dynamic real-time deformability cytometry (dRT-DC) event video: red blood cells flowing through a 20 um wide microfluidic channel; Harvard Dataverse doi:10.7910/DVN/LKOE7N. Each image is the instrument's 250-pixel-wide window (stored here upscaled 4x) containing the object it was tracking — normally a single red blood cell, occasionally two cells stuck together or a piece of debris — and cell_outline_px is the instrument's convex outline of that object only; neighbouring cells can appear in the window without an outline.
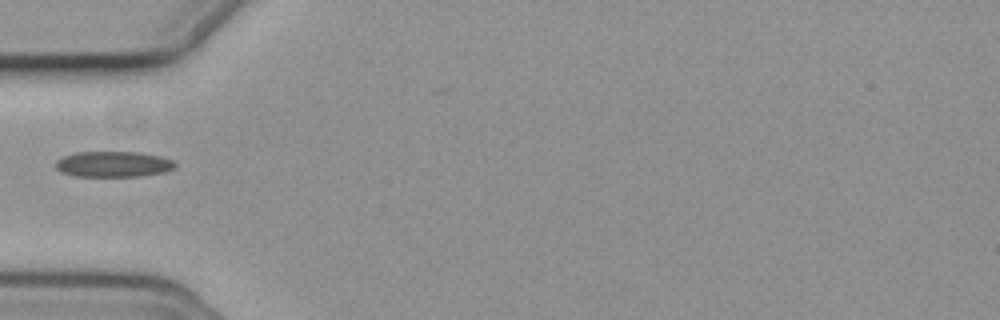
{"species": "common noctule bat (a hibernating species)", "species_latin": "Nyctalus noctula", "temperature_condition": "cold", "stored_images_in_passage": 31, "camera_frame_rate_fps": 3000, "um_per_image_px": 0.085, "animal": {"sex": "female", "body_mass_g": 19.3, "forearm_length_mm": 54.1}, "frame": {"image": 1, "passage_image": 1, "time_ms": 0.0, "image_size_px": [1000, 320], "cell_outline_px": [[176, 168], [164, 172], [140, 176], [76, 176], [60, 172], [56, 168], [56, 160], [64, 156], [76, 152], [140, 152], [160, 156], [176, 160]], "centroid_in_image_um": [9.67, 13.95], "position_along_channel_um": 75.3, "area_um2": 18.03}}
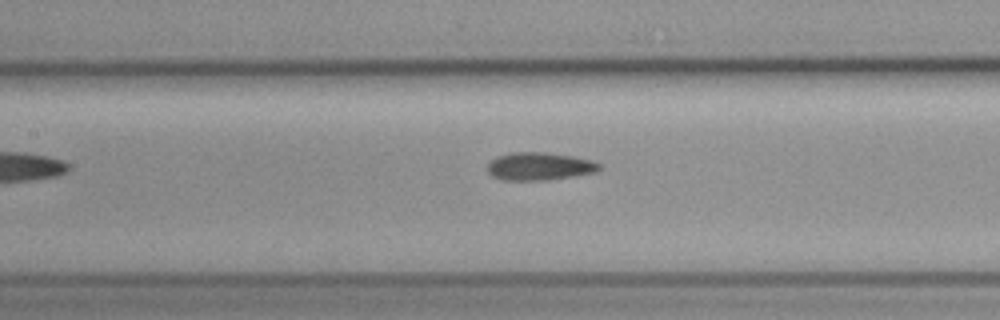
{"frame": {"image": 2, "passage_image": 8, "time_ms": 2.333, "image_size_px": [1000, 320], "cell_outline_px": [[600, 168], [596, 172], [548, 180], [504, 180], [492, 176], [488, 172], [488, 164], [496, 156], [512, 152], [544, 152], [572, 156], [592, 160], [600, 164]], "centroid_in_image_um": [45.84, 14.13], "position_along_channel_um": 161.6, "area_um2": 18.09}}
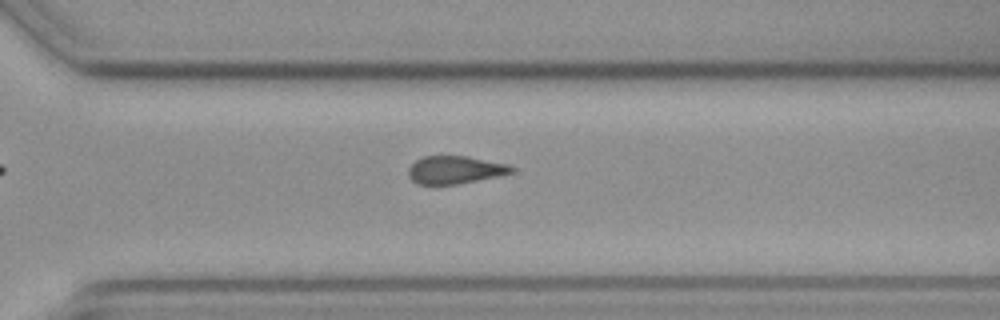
{"frame": {"image": 3, "passage_image": 22, "time_ms": 7.0, "image_size_px": [1000, 320], "cell_outline_px": [[516, 168], [512, 172], [496, 176], [456, 184], [416, 184], [408, 176], [408, 168], [416, 160], [424, 156], [468, 156], [512, 164]], "centroid_in_image_um": [38.69, 14.42], "position_along_channel_um": 331.9, "area_um2": 16.76}}